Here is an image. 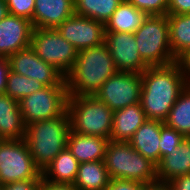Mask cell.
<instances>
[{"instance_id": "obj_1", "label": "cell", "mask_w": 190, "mask_h": 190, "mask_svg": "<svg viewBox=\"0 0 190 190\" xmlns=\"http://www.w3.org/2000/svg\"><path fill=\"white\" fill-rule=\"evenodd\" d=\"M141 78L140 104L147 119L165 122L178 96L187 87L179 65L175 62L148 67Z\"/></svg>"}, {"instance_id": "obj_2", "label": "cell", "mask_w": 190, "mask_h": 190, "mask_svg": "<svg viewBox=\"0 0 190 190\" xmlns=\"http://www.w3.org/2000/svg\"><path fill=\"white\" fill-rule=\"evenodd\" d=\"M117 72L105 43L82 49L65 76L69 96H94L101 85Z\"/></svg>"}, {"instance_id": "obj_3", "label": "cell", "mask_w": 190, "mask_h": 190, "mask_svg": "<svg viewBox=\"0 0 190 190\" xmlns=\"http://www.w3.org/2000/svg\"><path fill=\"white\" fill-rule=\"evenodd\" d=\"M71 131L68 113L26 125L24 140L37 167L43 171L52 160L67 148Z\"/></svg>"}, {"instance_id": "obj_4", "label": "cell", "mask_w": 190, "mask_h": 190, "mask_svg": "<svg viewBox=\"0 0 190 190\" xmlns=\"http://www.w3.org/2000/svg\"><path fill=\"white\" fill-rule=\"evenodd\" d=\"M104 162L111 179L142 184L158 181L157 165L142 156L128 142L109 141Z\"/></svg>"}, {"instance_id": "obj_5", "label": "cell", "mask_w": 190, "mask_h": 190, "mask_svg": "<svg viewBox=\"0 0 190 190\" xmlns=\"http://www.w3.org/2000/svg\"><path fill=\"white\" fill-rule=\"evenodd\" d=\"M67 113L71 131L110 138L114 112L95 96H69Z\"/></svg>"}, {"instance_id": "obj_6", "label": "cell", "mask_w": 190, "mask_h": 190, "mask_svg": "<svg viewBox=\"0 0 190 190\" xmlns=\"http://www.w3.org/2000/svg\"><path fill=\"white\" fill-rule=\"evenodd\" d=\"M139 54L149 66H166L175 63L170 45L167 15H149L134 32Z\"/></svg>"}, {"instance_id": "obj_7", "label": "cell", "mask_w": 190, "mask_h": 190, "mask_svg": "<svg viewBox=\"0 0 190 190\" xmlns=\"http://www.w3.org/2000/svg\"><path fill=\"white\" fill-rule=\"evenodd\" d=\"M30 46L40 59L50 63L64 77L78 55L77 49L56 28H33Z\"/></svg>"}, {"instance_id": "obj_8", "label": "cell", "mask_w": 190, "mask_h": 190, "mask_svg": "<svg viewBox=\"0 0 190 190\" xmlns=\"http://www.w3.org/2000/svg\"><path fill=\"white\" fill-rule=\"evenodd\" d=\"M69 93L66 85L45 86L44 88L23 97L19 108L23 122H33L59 117L67 113Z\"/></svg>"}, {"instance_id": "obj_9", "label": "cell", "mask_w": 190, "mask_h": 190, "mask_svg": "<svg viewBox=\"0 0 190 190\" xmlns=\"http://www.w3.org/2000/svg\"><path fill=\"white\" fill-rule=\"evenodd\" d=\"M42 179L24 139L3 140L0 144V186L21 180Z\"/></svg>"}, {"instance_id": "obj_10", "label": "cell", "mask_w": 190, "mask_h": 190, "mask_svg": "<svg viewBox=\"0 0 190 190\" xmlns=\"http://www.w3.org/2000/svg\"><path fill=\"white\" fill-rule=\"evenodd\" d=\"M141 73L117 72L108 78L95 93L113 112L140 103Z\"/></svg>"}, {"instance_id": "obj_11", "label": "cell", "mask_w": 190, "mask_h": 190, "mask_svg": "<svg viewBox=\"0 0 190 190\" xmlns=\"http://www.w3.org/2000/svg\"><path fill=\"white\" fill-rule=\"evenodd\" d=\"M9 68L14 73L35 78L45 86L66 85L65 77L50 63L40 59L31 46L10 55Z\"/></svg>"}, {"instance_id": "obj_12", "label": "cell", "mask_w": 190, "mask_h": 190, "mask_svg": "<svg viewBox=\"0 0 190 190\" xmlns=\"http://www.w3.org/2000/svg\"><path fill=\"white\" fill-rule=\"evenodd\" d=\"M56 30L77 51L101 45L105 39V24L76 14L64 20Z\"/></svg>"}, {"instance_id": "obj_13", "label": "cell", "mask_w": 190, "mask_h": 190, "mask_svg": "<svg viewBox=\"0 0 190 190\" xmlns=\"http://www.w3.org/2000/svg\"><path fill=\"white\" fill-rule=\"evenodd\" d=\"M104 43L118 72L142 73L149 67L139 54L134 33L105 32Z\"/></svg>"}, {"instance_id": "obj_14", "label": "cell", "mask_w": 190, "mask_h": 190, "mask_svg": "<svg viewBox=\"0 0 190 190\" xmlns=\"http://www.w3.org/2000/svg\"><path fill=\"white\" fill-rule=\"evenodd\" d=\"M32 32L30 20L9 13L0 21V57L8 58L30 46Z\"/></svg>"}, {"instance_id": "obj_15", "label": "cell", "mask_w": 190, "mask_h": 190, "mask_svg": "<svg viewBox=\"0 0 190 190\" xmlns=\"http://www.w3.org/2000/svg\"><path fill=\"white\" fill-rule=\"evenodd\" d=\"M74 14V0H35L32 26L57 28Z\"/></svg>"}, {"instance_id": "obj_16", "label": "cell", "mask_w": 190, "mask_h": 190, "mask_svg": "<svg viewBox=\"0 0 190 190\" xmlns=\"http://www.w3.org/2000/svg\"><path fill=\"white\" fill-rule=\"evenodd\" d=\"M164 122L147 119L133 134L128 143L142 156L160 163V132Z\"/></svg>"}, {"instance_id": "obj_17", "label": "cell", "mask_w": 190, "mask_h": 190, "mask_svg": "<svg viewBox=\"0 0 190 190\" xmlns=\"http://www.w3.org/2000/svg\"><path fill=\"white\" fill-rule=\"evenodd\" d=\"M146 120V114L140 103L114 111L112 132L109 140L114 142H128Z\"/></svg>"}, {"instance_id": "obj_18", "label": "cell", "mask_w": 190, "mask_h": 190, "mask_svg": "<svg viewBox=\"0 0 190 190\" xmlns=\"http://www.w3.org/2000/svg\"><path fill=\"white\" fill-rule=\"evenodd\" d=\"M108 138L81 135L70 131L67 148L79 163L94 162L105 159Z\"/></svg>"}, {"instance_id": "obj_19", "label": "cell", "mask_w": 190, "mask_h": 190, "mask_svg": "<svg viewBox=\"0 0 190 190\" xmlns=\"http://www.w3.org/2000/svg\"><path fill=\"white\" fill-rule=\"evenodd\" d=\"M26 125L23 122L19 101L5 93L0 94V137L3 140L24 139Z\"/></svg>"}, {"instance_id": "obj_20", "label": "cell", "mask_w": 190, "mask_h": 190, "mask_svg": "<svg viewBox=\"0 0 190 190\" xmlns=\"http://www.w3.org/2000/svg\"><path fill=\"white\" fill-rule=\"evenodd\" d=\"M190 174V138L186 137L178 148L161 158L157 165L158 181L169 182L173 178Z\"/></svg>"}, {"instance_id": "obj_21", "label": "cell", "mask_w": 190, "mask_h": 190, "mask_svg": "<svg viewBox=\"0 0 190 190\" xmlns=\"http://www.w3.org/2000/svg\"><path fill=\"white\" fill-rule=\"evenodd\" d=\"M79 165L77 159L66 148L42 171V177L50 182L73 185Z\"/></svg>"}, {"instance_id": "obj_22", "label": "cell", "mask_w": 190, "mask_h": 190, "mask_svg": "<svg viewBox=\"0 0 190 190\" xmlns=\"http://www.w3.org/2000/svg\"><path fill=\"white\" fill-rule=\"evenodd\" d=\"M148 15L137 9L127 0H123L105 24V32L134 33Z\"/></svg>"}, {"instance_id": "obj_23", "label": "cell", "mask_w": 190, "mask_h": 190, "mask_svg": "<svg viewBox=\"0 0 190 190\" xmlns=\"http://www.w3.org/2000/svg\"><path fill=\"white\" fill-rule=\"evenodd\" d=\"M111 178L104 160L80 163L73 186L77 190H105Z\"/></svg>"}, {"instance_id": "obj_24", "label": "cell", "mask_w": 190, "mask_h": 190, "mask_svg": "<svg viewBox=\"0 0 190 190\" xmlns=\"http://www.w3.org/2000/svg\"><path fill=\"white\" fill-rule=\"evenodd\" d=\"M170 45L177 58L190 49V14H167Z\"/></svg>"}, {"instance_id": "obj_25", "label": "cell", "mask_w": 190, "mask_h": 190, "mask_svg": "<svg viewBox=\"0 0 190 190\" xmlns=\"http://www.w3.org/2000/svg\"><path fill=\"white\" fill-rule=\"evenodd\" d=\"M164 123L190 138V86L180 93Z\"/></svg>"}, {"instance_id": "obj_26", "label": "cell", "mask_w": 190, "mask_h": 190, "mask_svg": "<svg viewBox=\"0 0 190 190\" xmlns=\"http://www.w3.org/2000/svg\"><path fill=\"white\" fill-rule=\"evenodd\" d=\"M123 0H74L75 14L106 24Z\"/></svg>"}, {"instance_id": "obj_27", "label": "cell", "mask_w": 190, "mask_h": 190, "mask_svg": "<svg viewBox=\"0 0 190 190\" xmlns=\"http://www.w3.org/2000/svg\"><path fill=\"white\" fill-rule=\"evenodd\" d=\"M44 87L45 85L38 82L35 78L31 79L9 70L4 93L17 101H20L23 97L33 94Z\"/></svg>"}, {"instance_id": "obj_28", "label": "cell", "mask_w": 190, "mask_h": 190, "mask_svg": "<svg viewBox=\"0 0 190 190\" xmlns=\"http://www.w3.org/2000/svg\"><path fill=\"white\" fill-rule=\"evenodd\" d=\"M184 138L185 137L174 128L168 127L166 124H164L161 127L160 132V161L162 157L170 154L174 148H178Z\"/></svg>"}, {"instance_id": "obj_29", "label": "cell", "mask_w": 190, "mask_h": 190, "mask_svg": "<svg viewBox=\"0 0 190 190\" xmlns=\"http://www.w3.org/2000/svg\"><path fill=\"white\" fill-rule=\"evenodd\" d=\"M149 15H167L168 0H127Z\"/></svg>"}, {"instance_id": "obj_30", "label": "cell", "mask_w": 190, "mask_h": 190, "mask_svg": "<svg viewBox=\"0 0 190 190\" xmlns=\"http://www.w3.org/2000/svg\"><path fill=\"white\" fill-rule=\"evenodd\" d=\"M8 12L32 22L35 0H6Z\"/></svg>"}, {"instance_id": "obj_31", "label": "cell", "mask_w": 190, "mask_h": 190, "mask_svg": "<svg viewBox=\"0 0 190 190\" xmlns=\"http://www.w3.org/2000/svg\"><path fill=\"white\" fill-rule=\"evenodd\" d=\"M41 179L21 180L1 185L2 190H40Z\"/></svg>"}, {"instance_id": "obj_32", "label": "cell", "mask_w": 190, "mask_h": 190, "mask_svg": "<svg viewBox=\"0 0 190 190\" xmlns=\"http://www.w3.org/2000/svg\"><path fill=\"white\" fill-rule=\"evenodd\" d=\"M144 184L137 181L111 179L105 190H143Z\"/></svg>"}, {"instance_id": "obj_33", "label": "cell", "mask_w": 190, "mask_h": 190, "mask_svg": "<svg viewBox=\"0 0 190 190\" xmlns=\"http://www.w3.org/2000/svg\"><path fill=\"white\" fill-rule=\"evenodd\" d=\"M167 14H190V0H168Z\"/></svg>"}, {"instance_id": "obj_34", "label": "cell", "mask_w": 190, "mask_h": 190, "mask_svg": "<svg viewBox=\"0 0 190 190\" xmlns=\"http://www.w3.org/2000/svg\"><path fill=\"white\" fill-rule=\"evenodd\" d=\"M176 63L179 65L181 73L184 75L187 86H190V49L178 56Z\"/></svg>"}, {"instance_id": "obj_35", "label": "cell", "mask_w": 190, "mask_h": 190, "mask_svg": "<svg viewBox=\"0 0 190 190\" xmlns=\"http://www.w3.org/2000/svg\"><path fill=\"white\" fill-rule=\"evenodd\" d=\"M171 190H190V174L180 175L168 182Z\"/></svg>"}, {"instance_id": "obj_36", "label": "cell", "mask_w": 190, "mask_h": 190, "mask_svg": "<svg viewBox=\"0 0 190 190\" xmlns=\"http://www.w3.org/2000/svg\"><path fill=\"white\" fill-rule=\"evenodd\" d=\"M40 190H77V189L71 184L54 183L42 177L40 183Z\"/></svg>"}, {"instance_id": "obj_37", "label": "cell", "mask_w": 190, "mask_h": 190, "mask_svg": "<svg viewBox=\"0 0 190 190\" xmlns=\"http://www.w3.org/2000/svg\"><path fill=\"white\" fill-rule=\"evenodd\" d=\"M9 70L8 59L0 57V94L5 92L7 74Z\"/></svg>"}, {"instance_id": "obj_38", "label": "cell", "mask_w": 190, "mask_h": 190, "mask_svg": "<svg viewBox=\"0 0 190 190\" xmlns=\"http://www.w3.org/2000/svg\"><path fill=\"white\" fill-rule=\"evenodd\" d=\"M143 190H171L167 182L156 181L144 184Z\"/></svg>"}, {"instance_id": "obj_39", "label": "cell", "mask_w": 190, "mask_h": 190, "mask_svg": "<svg viewBox=\"0 0 190 190\" xmlns=\"http://www.w3.org/2000/svg\"><path fill=\"white\" fill-rule=\"evenodd\" d=\"M9 14L7 3L4 0H0V21Z\"/></svg>"}]
</instances>
